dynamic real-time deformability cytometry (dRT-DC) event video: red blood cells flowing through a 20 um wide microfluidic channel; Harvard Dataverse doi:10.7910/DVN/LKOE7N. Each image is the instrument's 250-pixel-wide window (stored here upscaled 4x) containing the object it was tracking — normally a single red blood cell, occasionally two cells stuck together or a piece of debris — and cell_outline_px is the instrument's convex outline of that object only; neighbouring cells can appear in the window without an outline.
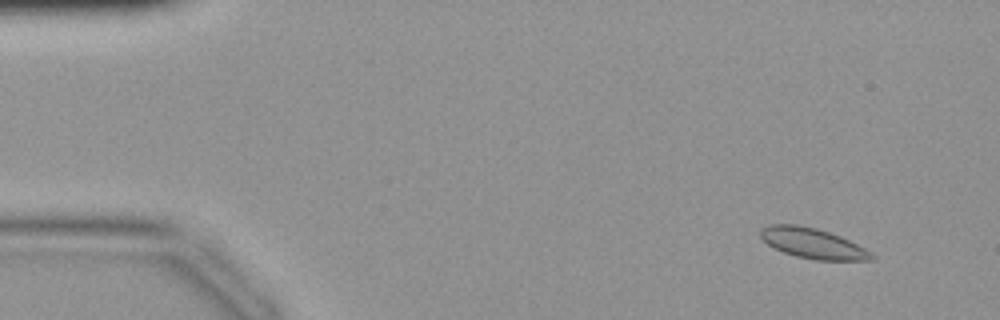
{"species": "common noctule bat (a hibernating species)", "species_latin": "Nyctalus noctula", "temperature_condition": "warm", "stored_images_in_passage": 43, "camera_frame_rate_fps": 3000, "um_per_image_px": 0.085, "animal": {"sex": "female", "body_mass_g": 19.9}, "frame": {"image": 1, "passage_image": 4, "time_ms": 1.0, "image_size_px": [1000, 320], "cell_outline_px": [[876, 256], [872, 260], [816, 260], [796, 256], [784, 252], [768, 244], [760, 236], [760, 228], [768, 224], [796, 224], [816, 228], [840, 236], [872, 252]], "centroid_in_image_um": [69.08, 20.67], "position_along_channel_um": 15.9, "area_um2": 19.48}}
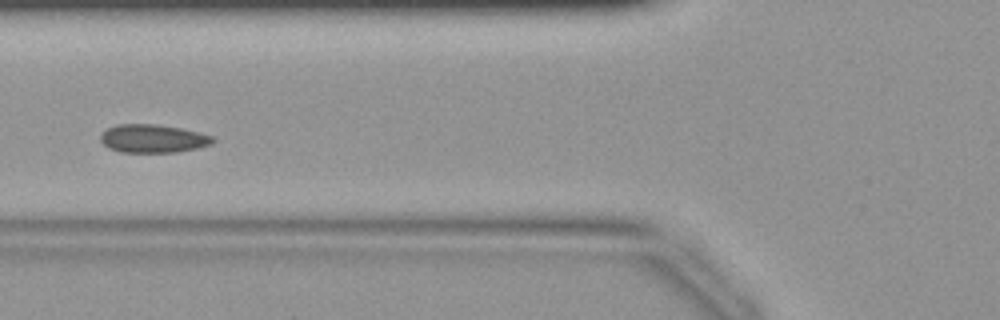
{"frame": {"image": 2, "passage_image": 17, "time_ms": 5.333, "image_size_px": [1000, 320], "cell_outline_px": [[216, 140], [212, 144], [196, 148], [176, 152], [120, 152], [108, 148], [100, 140], [100, 132], [116, 124], [156, 124], [180, 128], [200, 132], [216, 136]], "centroid_in_image_um": [13.01, 11.77], "position_along_channel_um": 112.8, "area_um2": 18.73}}
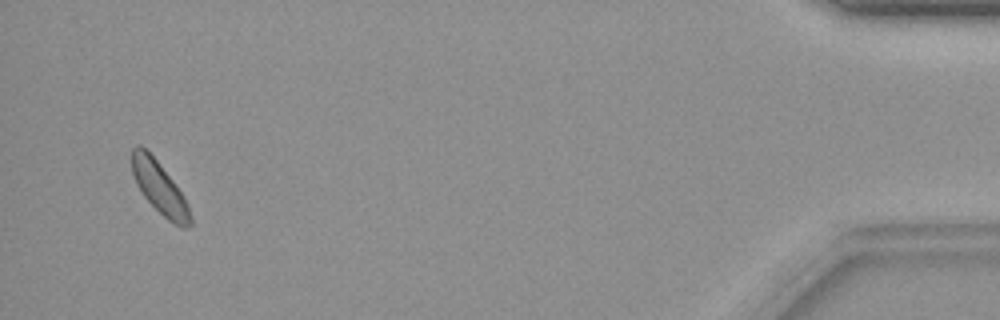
{"frame": {"image": 3, "passage_image": 42, "time_ms": 13.667, "image_size_px": [1000, 320], "cell_outline_px": [[192, 224], [188, 228], [180, 228], [172, 224], [144, 196], [136, 184], [132, 172], [132, 148], [136, 144], [140, 144], [156, 160], [172, 180], [184, 196], [188, 204], [192, 216]], "centroid_in_image_um": [13.59, 16.01], "position_along_channel_um": 421.6, "area_um2": 17.63}}